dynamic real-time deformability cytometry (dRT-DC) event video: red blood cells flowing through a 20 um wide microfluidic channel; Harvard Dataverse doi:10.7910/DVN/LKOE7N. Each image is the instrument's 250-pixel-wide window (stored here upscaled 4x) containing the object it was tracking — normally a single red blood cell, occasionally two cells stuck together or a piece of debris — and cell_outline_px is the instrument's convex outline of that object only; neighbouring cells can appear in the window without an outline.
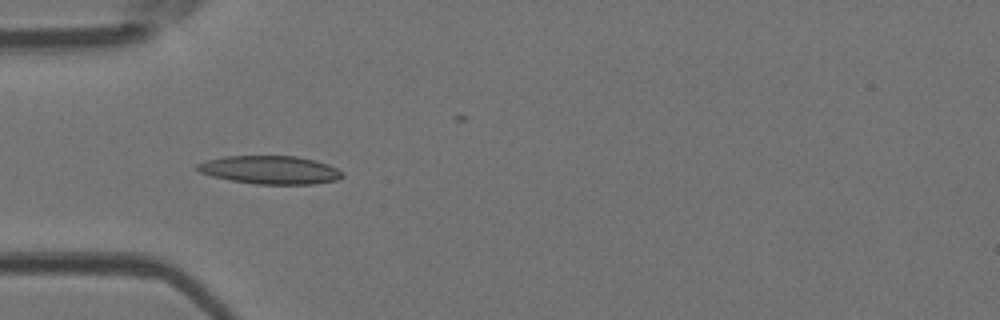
{"species": "Egyptian fruit bat (a non-hibernating species)", "species_latin": "Rousettus aegyptiacus", "temperature_condition": "room temperature", "stored_images_in_passage": 4, "camera_frame_rate_fps": 3000, "um_per_image_px": 0.085, "animal": {"sex": "female"}, "frame": {"image": 1, "passage_image": 4, "time_ms": 1.0, "image_size_px": [1000, 320], "cell_outline_px": [[344, 176], [336, 180], [312, 184], [256, 184], [232, 180], [212, 176], [200, 172], [192, 168], [196, 164], [208, 160], [224, 156], [296, 156], [316, 160], [328, 164], [344, 172]], "centroid_in_image_um": [22.96, 14.44], "position_along_channel_um": 62.0, "area_um2": 23.93}}